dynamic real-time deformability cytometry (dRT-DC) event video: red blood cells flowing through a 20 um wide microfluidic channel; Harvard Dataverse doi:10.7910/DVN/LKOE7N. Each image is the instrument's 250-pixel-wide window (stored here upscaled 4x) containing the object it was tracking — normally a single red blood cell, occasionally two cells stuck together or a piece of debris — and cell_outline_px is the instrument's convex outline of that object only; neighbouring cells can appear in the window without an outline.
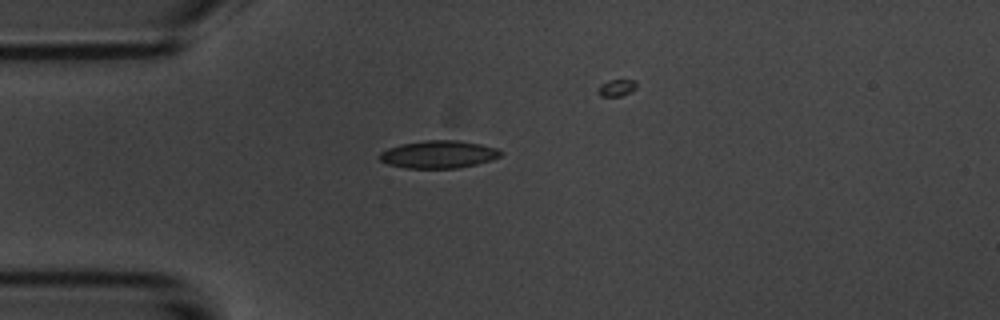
{"species": "common noctule bat (a hibernating species)", "species_latin": "Nyctalus noctula", "temperature_condition": "room temperature", "stored_images_in_passage": 1, "camera_frame_rate_fps": 3000, "um_per_image_px": 0.085, "animal": {"sex": "male", "body_mass_g": 20.1, "forearm_length_mm": 53.5}, "frame": {"image": 1, "passage_image": 1, "time_ms": 0.0, "image_size_px": [1000, 320], "cell_outline_px": [[500, 156], [492, 160], [476, 164], [456, 168], [404, 168], [388, 164], [380, 160], [380, 152], [388, 148], [400, 144], [424, 140], [460, 140], [480, 144], [496, 148], [500, 152]], "centroid_in_image_um": [37.25, 13.12], "position_along_channel_um": 47.7, "area_um2": 19.42}}